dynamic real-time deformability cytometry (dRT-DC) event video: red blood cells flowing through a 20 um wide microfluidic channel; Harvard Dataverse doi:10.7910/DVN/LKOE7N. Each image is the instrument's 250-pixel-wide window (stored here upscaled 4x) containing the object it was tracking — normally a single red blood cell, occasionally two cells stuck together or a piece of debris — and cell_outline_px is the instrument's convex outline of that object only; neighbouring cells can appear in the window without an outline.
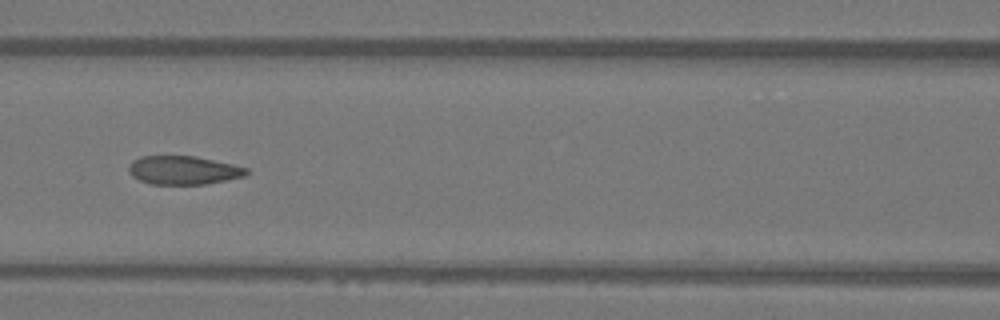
{"species": "Egyptian fruit bat (a non-hibernating species)", "species_latin": "Rousettus aegyptiacus", "temperature_condition": "warm", "stored_images_in_passage": 16, "camera_frame_rate_fps": 3000, "um_per_image_px": 0.085, "animal": {"sex": "female"}, "frame": {"image": 1, "passage_image": 10, "time_ms": 3.0, "image_size_px": [1000, 320], "cell_outline_px": [[248, 172], [244, 176], [204, 184], [152, 184], [140, 180], [132, 176], [128, 172], [128, 168], [132, 160], [140, 156], [196, 156], [232, 164], [248, 168]], "centroid_in_image_um": [15.55, 14.46], "position_along_channel_um": 151.0, "area_um2": 19.48}}